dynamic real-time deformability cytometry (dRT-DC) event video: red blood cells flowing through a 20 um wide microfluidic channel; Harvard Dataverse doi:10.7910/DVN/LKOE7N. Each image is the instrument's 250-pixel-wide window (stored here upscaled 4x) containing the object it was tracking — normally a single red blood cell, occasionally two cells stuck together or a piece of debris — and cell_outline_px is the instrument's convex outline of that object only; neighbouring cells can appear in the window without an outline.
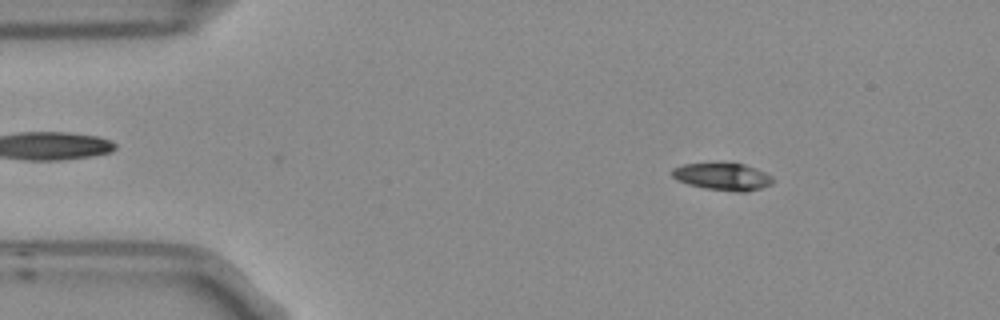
{"species": "Egyptian fruit bat (a non-hibernating species)", "species_latin": "Rousettus aegyptiacus", "temperature_condition": "room temperature", "stored_images_in_passage": 4, "camera_frame_rate_fps": 3000, "um_per_image_px": 0.085, "frame": {"image": 1, "passage_image": 2, "time_ms": 0.333, "image_size_px": [1000, 320], "cell_outline_px": [[772, 184], [748, 192], [736, 192], [704, 188], [688, 184], [676, 180], [672, 176], [672, 168], [684, 164], [744, 164], [764, 172], [772, 176]], "centroid_in_image_um": [61.41, 15.03], "position_along_channel_um": 23.6, "area_um2": 15.78}}